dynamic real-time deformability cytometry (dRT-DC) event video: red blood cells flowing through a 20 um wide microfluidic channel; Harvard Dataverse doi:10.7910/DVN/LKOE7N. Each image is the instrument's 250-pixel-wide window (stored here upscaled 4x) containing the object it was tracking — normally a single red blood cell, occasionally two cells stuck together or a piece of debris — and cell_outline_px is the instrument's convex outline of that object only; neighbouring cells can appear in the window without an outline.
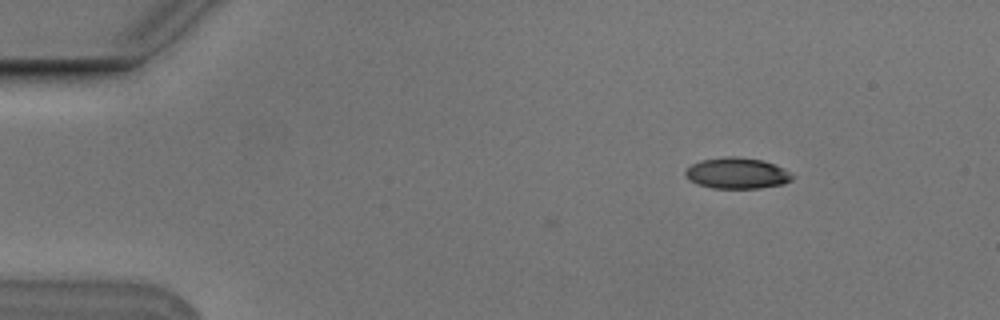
{"species": "Egyptian fruit bat (a non-hibernating species)", "species_latin": "Rousettus aegyptiacus", "temperature_condition": "cold", "stored_images_in_passage": 9, "camera_frame_rate_fps": 3000, "um_per_image_px": 0.085, "animal": {"sex": "male"}, "frame": {"image": 1, "passage_image": 9, "time_ms": 2.667, "image_size_px": [1000, 320], "cell_outline_px": [[796, 176], [792, 180], [784, 184], [760, 188], [712, 188], [696, 184], [688, 180], [684, 176], [684, 172], [692, 164], [700, 160], [724, 156], [736, 156], [764, 160], [784, 168]], "centroid_in_image_um": [62.65, 14.72], "position_along_channel_um": 22.3, "area_um2": 19.71}}